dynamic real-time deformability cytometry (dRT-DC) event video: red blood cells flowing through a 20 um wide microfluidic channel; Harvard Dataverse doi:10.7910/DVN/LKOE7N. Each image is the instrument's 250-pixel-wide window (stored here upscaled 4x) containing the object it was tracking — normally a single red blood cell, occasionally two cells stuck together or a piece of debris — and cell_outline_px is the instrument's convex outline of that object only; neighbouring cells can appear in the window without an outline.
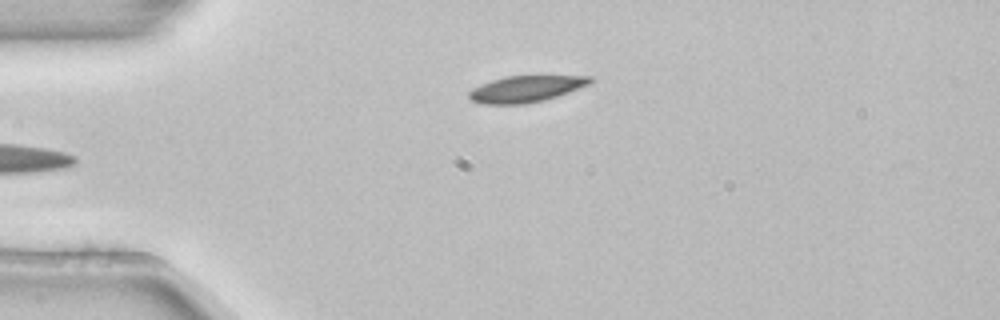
{"species": "common noctule bat (a hibernating species)", "species_latin": "Nyctalus noctula", "temperature_condition": "room temperature", "stored_images_in_passage": 4, "camera_frame_rate_fps": 3000, "um_per_image_px": 0.085, "animal": {"sex": "female", "body_mass_g": 22.7, "forearm_length_mm": 54.2}, "frame": {"image": 1, "passage_image": 4, "time_ms": 1.0, "image_size_px": [1000, 320], "cell_outline_px": [[592, 80], [588, 84], [568, 92], [544, 100], [524, 104], [480, 104], [472, 100], [468, 96], [468, 92], [472, 88], [480, 84], [504, 76], [592, 76]], "centroid_in_image_um": [44.63, 7.56], "position_along_channel_um": 40.4, "area_um2": 18.5}}